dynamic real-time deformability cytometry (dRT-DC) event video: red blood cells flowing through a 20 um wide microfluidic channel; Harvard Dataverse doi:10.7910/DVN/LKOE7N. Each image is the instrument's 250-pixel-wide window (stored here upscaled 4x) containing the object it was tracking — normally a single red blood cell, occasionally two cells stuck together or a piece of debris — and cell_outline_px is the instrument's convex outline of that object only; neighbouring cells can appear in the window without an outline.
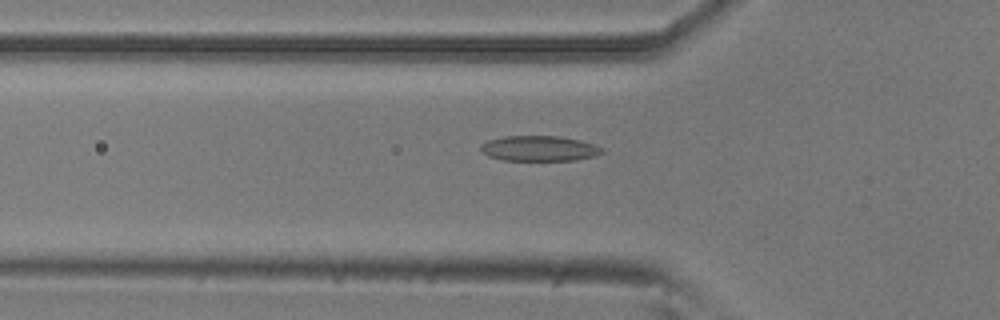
{"species": "common noctule bat (a hibernating species)", "species_latin": "Nyctalus noctula", "temperature_condition": "room temperature", "stored_images_in_passage": 54, "camera_frame_rate_fps": 3000, "um_per_image_px": 0.085, "animal": {"sex": "male", "body_mass_g": 20.5, "forearm_length_mm": 52.5}, "frame": {"image": 1, "passage_image": 18, "time_ms": 5.667, "image_size_px": [1000, 320], "cell_outline_px": [[604, 152], [596, 156], [576, 160], [504, 160], [488, 156], [480, 148], [480, 144], [488, 140], [504, 136], [560, 136], [580, 140], [592, 144], [600, 148]], "centroid_in_image_um": [45.82, 12.61], "position_along_channel_um": 80.0, "area_um2": 17.8}}
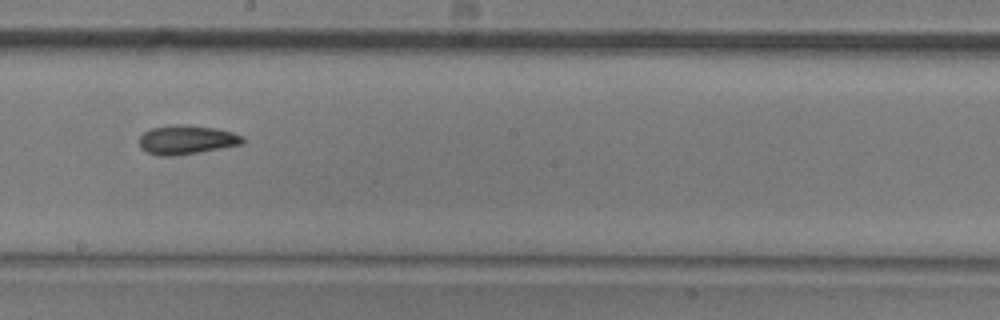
{"frame": {"image": 2, "passage_image": 30, "time_ms": 9.667, "image_size_px": [1000, 320], "cell_outline_px": [[244, 144], [172, 156], [160, 156], [148, 152], [140, 148], [140, 136], [144, 132], [152, 128], [168, 124], [188, 124], [216, 128], [232, 132], [244, 136]], "centroid_in_image_um": [15.86, 11.86], "position_along_channel_um": 232.3, "area_um2": 17.57}}
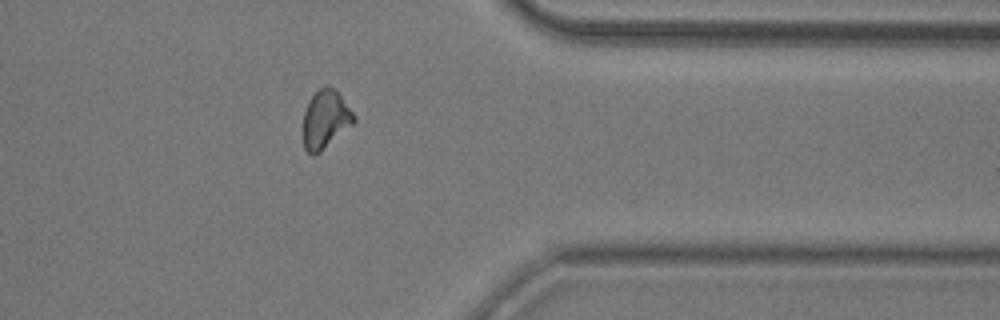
{"frame": {"image": 3, "passage_image": 43, "time_ms": 14.0, "image_size_px": [1000, 320], "cell_outline_px": [[356, 120], [352, 124], [320, 152], [312, 156], [304, 148], [304, 112], [308, 100], [324, 84], [328, 84], [340, 96], [356, 116]], "centroid_in_image_um": [27.65, 10.14], "position_along_channel_um": 383.8, "area_um2": 16.94}, "authors_computed_cell_mechanics": {"area_um2": 17.2244, "velocity_mm_per_s": 3.7864, "shape_relaxation_time_tau1_ms": 4.9622, "shape_relaxation_time_tau2_ms": 3.1788, "deformation_change_tau1": 0.1241, "deformation_change_tau2": 0.0986}}